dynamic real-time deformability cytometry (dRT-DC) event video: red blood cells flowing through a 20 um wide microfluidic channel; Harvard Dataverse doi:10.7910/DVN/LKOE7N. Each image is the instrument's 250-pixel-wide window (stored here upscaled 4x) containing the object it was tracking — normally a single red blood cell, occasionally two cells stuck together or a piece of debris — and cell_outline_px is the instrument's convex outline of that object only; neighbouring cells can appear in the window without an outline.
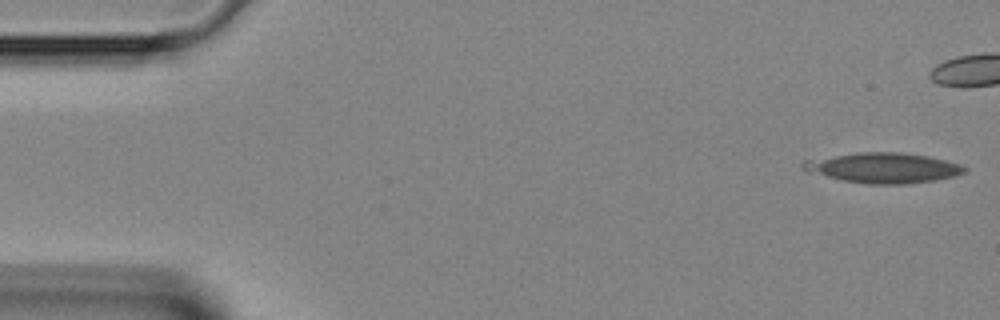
{"species": "Egyptian fruit bat (a non-hibernating species)", "species_latin": "Rousettus aegyptiacus", "temperature_condition": "room temperature", "stored_images_in_passage": 12, "camera_frame_rate_fps": 3000, "um_per_image_px": 0.085, "animal": {"sex": "female"}, "frame": {"image": 1, "passage_image": 1, "time_ms": 0.0, "image_size_px": [1000, 320], "cell_outline_px": [[968, 172], [936, 180], [908, 184], [868, 184], [844, 180], [804, 172], [800, 168], [800, 164], [804, 160], [860, 152], [900, 152], [928, 156], [960, 164], [968, 168]], "centroid_in_image_um": [75.05, 14.27], "position_along_channel_um": 9.9, "area_um2": 28.55}}
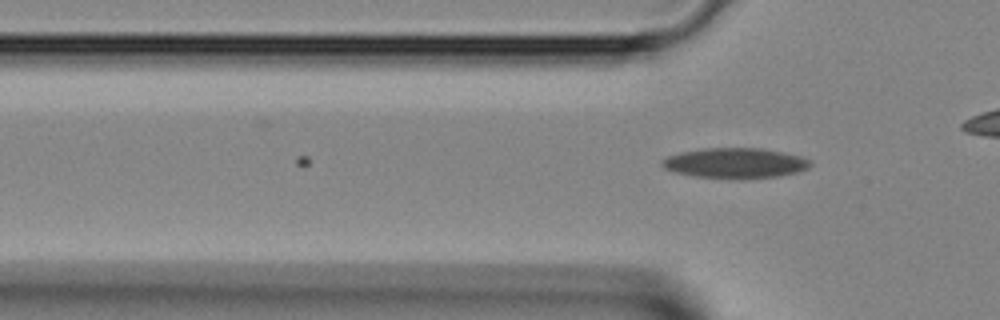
{"frame": {"image": 2, "passage_image": 12, "time_ms": 3.667, "image_size_px": [1000, 320], "cell_outline_px": [[812, 164], [808, 168], [796, 172], [776, 176], [696, 176], [676, 172], [664, 168], [660, 164], [660, 160], [668, 156], [680, 152], [704, 148], [760, 148], [800, 156], [808, 160]], "centroid_in_image_um": [62.43, 13.81], "position_along_channel_um": 63.4, "area_um2": 24.97}}